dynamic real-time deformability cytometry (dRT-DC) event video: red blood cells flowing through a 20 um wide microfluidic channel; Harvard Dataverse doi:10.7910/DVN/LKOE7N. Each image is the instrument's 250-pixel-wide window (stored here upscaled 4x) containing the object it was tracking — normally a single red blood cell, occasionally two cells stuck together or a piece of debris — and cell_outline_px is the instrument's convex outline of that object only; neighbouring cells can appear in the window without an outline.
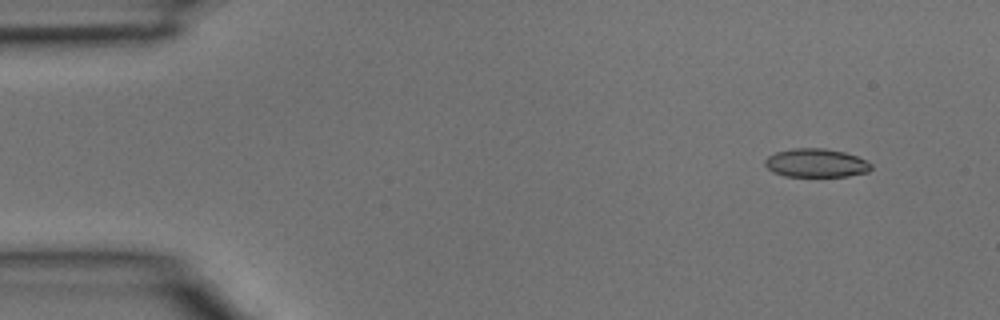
{"species": "common noctule bat (a hibernating species)", "species_latin": "Nyctalus noctula", "temperature_condition": "room temperature", "stored_images_in_passage": 3, "camera_frame_rate_fps": 3000, "um_per_image_px": 0.085, "animal": {"sex": "male", "body_mass_g": 15.6}, "frame": {"image": 1, "passage_image": 1, "time_ms": 0.0, "image_size_px": [1000, 320], "cell_outline_px": [[872, 168], [868, 172], [848, 176], [784, 176], [772, 172], [764, 164], [764, 160], [768, 156], [776, 152], [792, 148], [824, 148], [844, 152], [856, 156], [872, 164]], "centroid_in_image_um": [69.34, 13.85], "position_along_channel_um": 15.7, "area_um2": 17.69}}
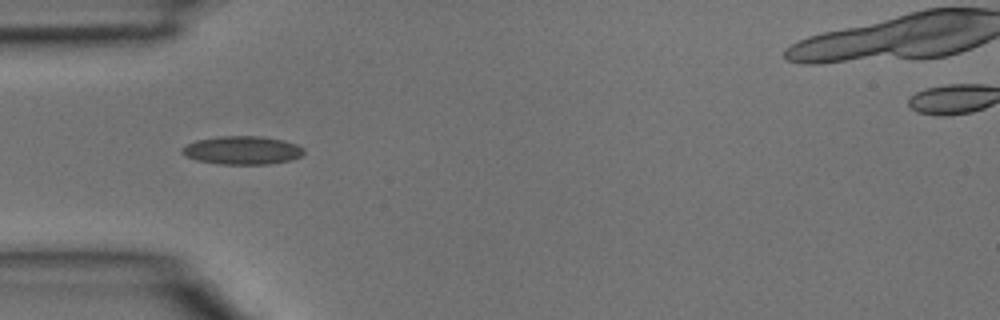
{"frame": {"image": 2, "passage_image": 3, "time_ms": 0.667, "image_size_px": [1000, 320], "cell_outline_px": [[304, 152], [300, 156], [292, 160], [268, 164], [220, 164], [196, 160], [180, 152], [180, 148], [184, 144], [196, 140], [220, 136], [260, 136], [284, 140], [296, 144], [304, 148]], "centroid_in_image_um": [20.57, 12.77], "position_along_channel_um": 64.4, "area_um2": 20.23}}